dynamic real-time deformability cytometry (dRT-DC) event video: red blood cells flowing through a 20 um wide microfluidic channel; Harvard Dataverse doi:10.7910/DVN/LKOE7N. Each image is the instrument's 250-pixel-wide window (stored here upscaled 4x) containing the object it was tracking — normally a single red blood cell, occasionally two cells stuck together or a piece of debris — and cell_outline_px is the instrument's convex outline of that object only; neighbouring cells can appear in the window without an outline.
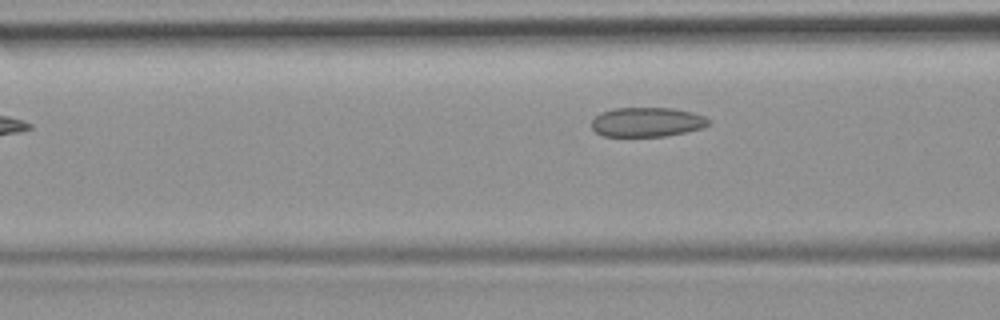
{"species": "common noctule bat (a hibernating species)", "species_latin": "Nyctalus noctula", "temperature_condition": "room temperature", "stored_images_in_passage": 6, "camera_frame_rate_fps": 3000, "um_per_image_px": 0.085, "animal": {"sex": "female", "body_mass_g": 19.9}, "frame": {"image": 1, "passage_image": 6, "time_ms": 6.667, "image_size_px": [1000, 320], "cell_outline_px": [[712, 120], [708, 124], [700, 128], [684, 132], [664, 136], [604, 136], [596, 132], [592, 128], [592, 120], [600, 112], [612, 108], [672, 108], [692, 112], [704, 116]], "centroid_in_image_um": [54.97, 10.36], "position_along_channel_um": 111.6, "area_um2": 20.0}}